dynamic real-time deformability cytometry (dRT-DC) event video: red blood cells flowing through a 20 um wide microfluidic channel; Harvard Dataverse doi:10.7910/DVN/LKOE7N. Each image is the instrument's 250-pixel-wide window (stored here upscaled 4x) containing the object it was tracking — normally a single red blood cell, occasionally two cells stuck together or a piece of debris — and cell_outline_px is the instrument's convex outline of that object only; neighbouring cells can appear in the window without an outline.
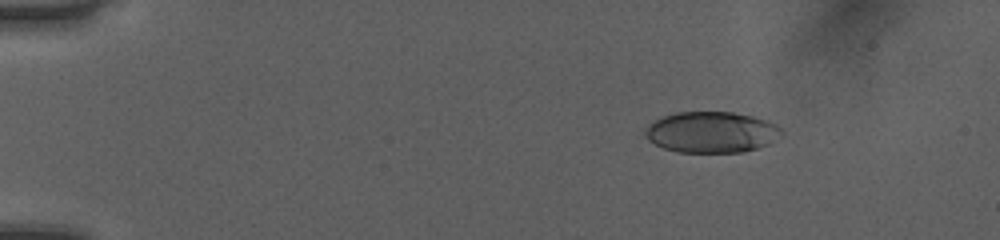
{"species": "human", "species_latin": "Homo sapiens", "temperature_condition": "room temperature", "stored_images_in_passage": 51, "camera_frame_rate_fps": 3000, "um_per_image_px": 0.085, "donor": {"sex": "female"}, "frame": {"image": 1, "passage_image": 8, "time_ms": 2.333, "image_size_px": [1000, 240], "cell_outline_px": [[784, 132], [768, 144], [756, 148], [740, 152], [676, 152], [664, 148], [648, 140], [644, 136], [644, 132], [648, 124], [664, 116], [676, 112], [732, 112], [752, 116], [768, 120], [776, 124]], "centroid_in_image_um": [60.46, 11.23], "position_along_channel_um": 24.5, "area_um2": 32.54}}
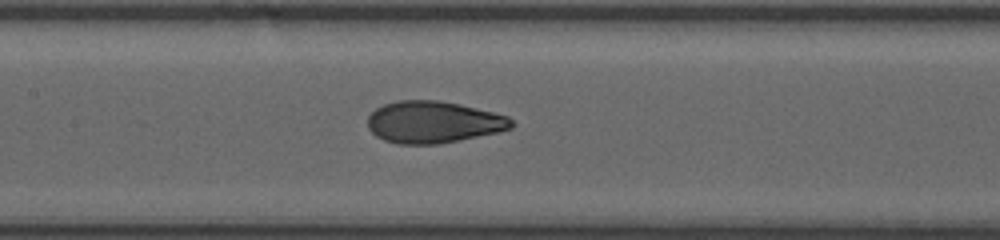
{"frame": {"image": 2, "passage_image": 26, "time_ms": 8.333, "image_size_px": [1000, 240], "cell_outline_px": [[516, 124], [512, 128], [496, 132], [436, 144], [396, 144], [384, 140], [376, 136], [368, 128], [368, 116], [376, 108], [384, 104], [396, 100], [440, 100], [460, 104], [508, 116]], "centroid_in_image_um": [36.81, 10.37], "position_along_channel_um": 170.6, "area_um2": 34.97}}
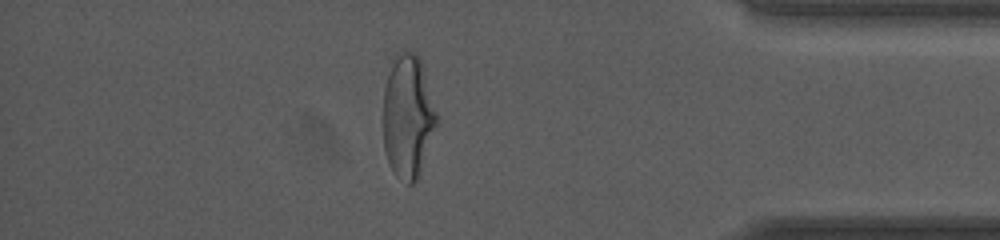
{"frame": {"image": 3, "passage_image": 45, "time_ms": 14.667, "image_size_px": [1000, 240], "cell_outline_px": [[436, 124], [416, 180], [412, 184], [408, 184], [396, 176], [392, 172], [384, 148], [384, 88], [392, 64], [404, 48], [408, 48], [416, 52], [420, 56], [436, 112]], "centroid_in_image_um": [34.65, 9.86], "position_along_channel_um": 400.5, "area_um2": 37.63}, "authors_computed_cell_mechanics": {"area_um2": 34.7378, "velocity_mm_per_s": 4.0798, "shape_relaxation_time_tau1_ms": 5.1736, "shape_relaxation_time_tau2_ms": 0.7963, "deformation_change_tau1": 0.182, "deformation_change_tau2": 0.066}}